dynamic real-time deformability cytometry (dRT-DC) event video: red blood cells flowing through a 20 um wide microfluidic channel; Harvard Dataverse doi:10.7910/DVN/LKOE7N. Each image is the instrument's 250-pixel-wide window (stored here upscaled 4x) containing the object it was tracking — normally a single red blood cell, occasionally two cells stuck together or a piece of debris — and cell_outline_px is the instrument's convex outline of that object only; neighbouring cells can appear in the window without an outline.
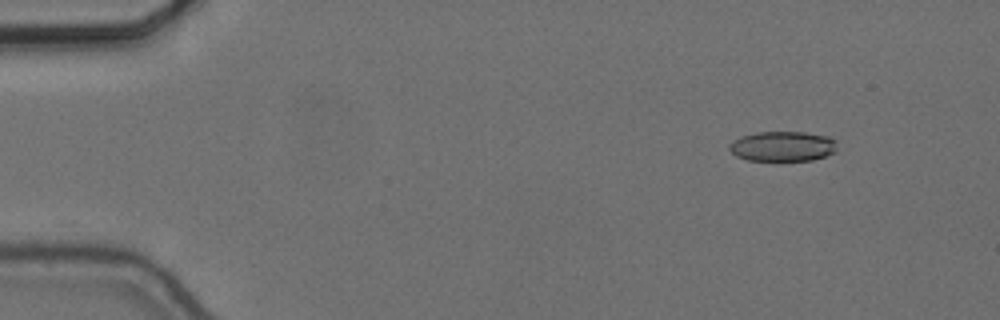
{"species": "common noctule bat (a hibernating species)", "species_latin": "Nyctalus noctula", "temperature_condition": "cold", "stored_images_in_passage": 37, "camera_frame_rate_fps": 3000, "um_per_image_px": 0.085, "animal": {"sex": "female", "body_mass_g": 24.6, "forearm_length_mm": 56.2}, "frame": {"image": 1, "passage_image": 1, "time_ms": 0.0, "image_size_px": [1000, 320], "cell_outline_px": [[836, 152], [812, 160], [780, 164], [748, 160], [736, 156], [728, 148], [728, 144], [732, 140], [740, 136], [756, 132], [804, 132], [828, 136], [836, 140]], "centroid_in_image_um": [66.5, 12.48], "position_along_channel_um": 18.5, "area_um2": 19.88}}
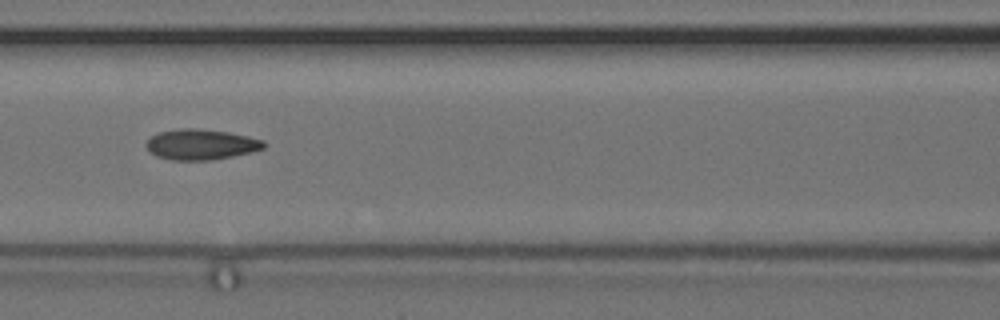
{"frame": {"image": 2, "passage_image": 20, "time_ms": 6.333, "image_size_px": [1000, 320], "cell_outline_px": [[268, 144], [264, 148], [252, 152], [212, 160], [172, 160], [156, 156], [148, 152], [144, 144], [152, 136], [160, 132], [184, 128], [196, 128], [228, 132], [248, 136], [264, 140]], "centroid_in_image_um": [17.09, 12.28], "position_along_channel_um": 149.5, "area_um2": 21.04}}
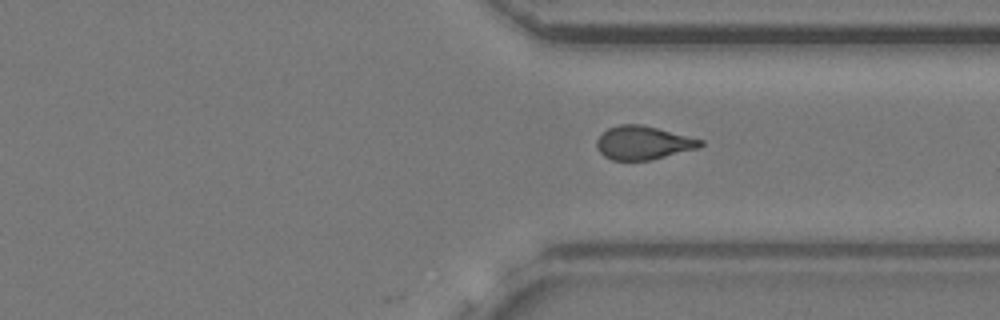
{"frame": {"image": 3, "passage_image": 37, "time_ms": 12.0, "image_size_px": [1000, 320], "cell_outline_px": [[704, 144], [700, 148], [652, 160], [612, 160], [604, 156], [600, 152], [596, 144], [596, 140], [608, 128], [620, 124], [640, 124], [704, 140]], "centroid_in_image_um": [54.7, 12.15], "position_along_channel_um": 356.7, "area_um2": 20.23}}